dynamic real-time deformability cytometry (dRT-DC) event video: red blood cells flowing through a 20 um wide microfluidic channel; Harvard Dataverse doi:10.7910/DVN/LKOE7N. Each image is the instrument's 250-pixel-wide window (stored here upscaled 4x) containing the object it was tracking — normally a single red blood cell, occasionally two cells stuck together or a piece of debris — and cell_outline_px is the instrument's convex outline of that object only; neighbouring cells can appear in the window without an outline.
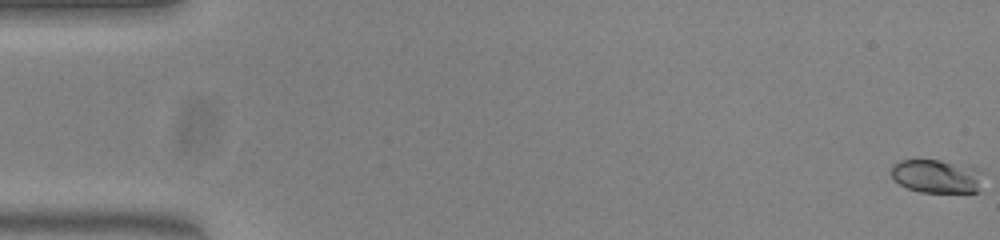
{"species": "common noctule bat (a hibernating species)", "species_latin": "Nyctalus noctula", "temperature_condition": "warm", "stored_images_in_passage": 53, "camera_frame_rate_fps": 3000, "um_per_image_px": 0.085, "animal": {"sex": "female", "body_mass_g": 23.0, "forearm_length_mm": 53.4}, "frame": {"image": 1, "passage_image": 1, "time_ms": 0.0, "image_size_px": [1000, 240], "cell_outline_px": [[984, 172], [980, 192], [920, 192], [908, 188], [892, 180], [892, 164], [900, 160], [940, 160], [984, 168]], "centroid_in_image_um": [79.7, 14.97], "position_along_channel_um": 5.3, "area_um2": 18.5}}
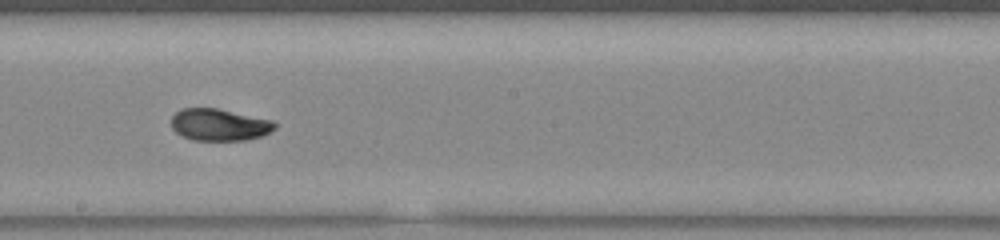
{"frame": {"image": 2, "passage_image": 30, "time_ms": 9.667, "image_size_px": [1000, 240], "cell_outline_px": [[276, 128], [264, 136], [244, 140], [192, 140], [176, 132], [172, 128], [172, 116], [180, 108], [216, 108], [272, 120], [276, 124]], "centroid_in_image_um": [18.65, 10.6], "position_along_channel_um": 229.5, "area_um2": 19.25}}
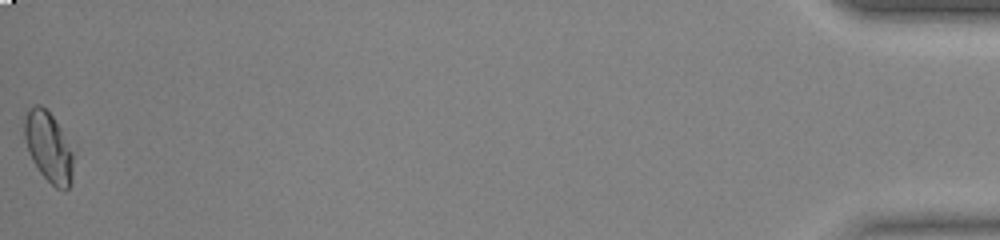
{"frame": {"image": 3, "passage_image": 53, "time_ms": 17.333, "image_size_px": [1000, 240], "cell_outline_px": [[72, 184], [68, 188], [56, 188], [40, 172], [32, 160], [28, 152], [24, 136], [24, 120], [28, 112], [36, 104], [40, 104], [52, 116], [60, 128], [72, 152]], "centroid_in_image_um": [4.11, 12.51], "position_along_channel_um": 431.1, "area_um2": 19.42}, "authors_computed_cell_mechanics": {"area_um2": 19.363, "velocity_mm_per_s": 3.9589, "shape_relaxation_time_tau1_ms": 7.6287, "shape_relaxation_time_tau2_ms": 1.2356, "deformation_change_tau1": 0.2055, "deformation_change_tau2": 0.0401}}